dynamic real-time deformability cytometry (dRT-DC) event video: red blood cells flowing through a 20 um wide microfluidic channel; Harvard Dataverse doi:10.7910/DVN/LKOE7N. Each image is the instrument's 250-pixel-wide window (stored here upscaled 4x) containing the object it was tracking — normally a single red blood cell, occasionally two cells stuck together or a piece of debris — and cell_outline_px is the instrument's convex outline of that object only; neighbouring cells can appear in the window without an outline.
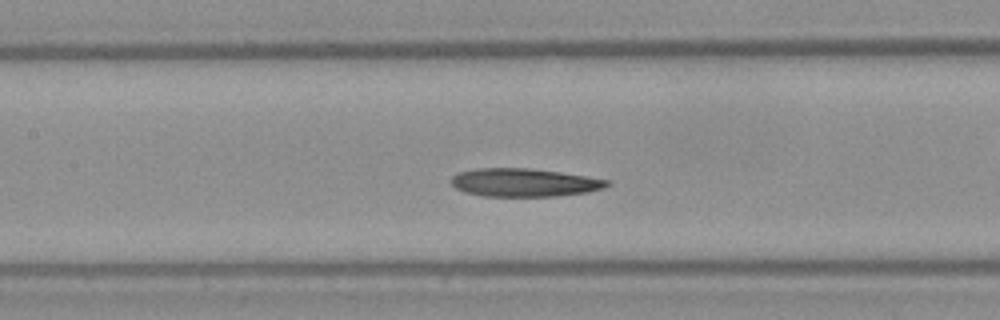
{"species": "Egyptian fruit bat (a non-hibernating species)", "species_latin": "Rousettus aegyptiacus", "temperature_condition": "warm", "stored_images_in_passage": 33, "camera_frame_rate_fps": 3000, "um_per_image_px": 0.085, "frame": {"image": 1, "passage_image": 10, "time_ms": 3.0, "image_size_px": [1000, 320], "cell_outline_px": [[612, 184], [604, 188], [588, 192], [556, 196], [484, 196], [464, 192], [456, 188], [452, 184], [452, 176], [460, 172], [476, 168], [532, 168], [560, 172], [608, 180]], "centroid_in_image_um": [44.56, 15.51], "position_along_channel_um": 162.8, "area_um2": 25.55}}
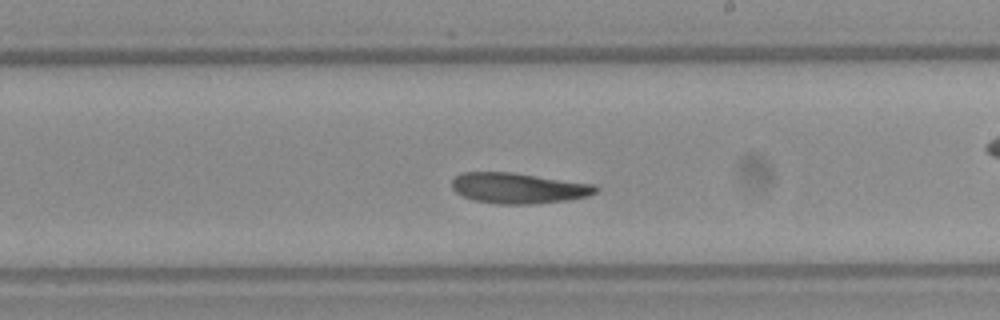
{"frame": {"image": 2, "passage_image": 15, "time_ms": 4.667, "image_size_px": [1000, 320], "cell_outline_px": [[600, 188], [596, 192], [588, 196], [568, 200], [532, 204], [496, 204], [476, 200], [464, 196], [456, 192], [452, 188], [452, 180], [456, 176], [464, 172], [512, 172], [596, 184]], "centroid_in_image_um": [44.11, 15.99], "position_along_channel_um": 244.9, "area_um2": 25.72}}